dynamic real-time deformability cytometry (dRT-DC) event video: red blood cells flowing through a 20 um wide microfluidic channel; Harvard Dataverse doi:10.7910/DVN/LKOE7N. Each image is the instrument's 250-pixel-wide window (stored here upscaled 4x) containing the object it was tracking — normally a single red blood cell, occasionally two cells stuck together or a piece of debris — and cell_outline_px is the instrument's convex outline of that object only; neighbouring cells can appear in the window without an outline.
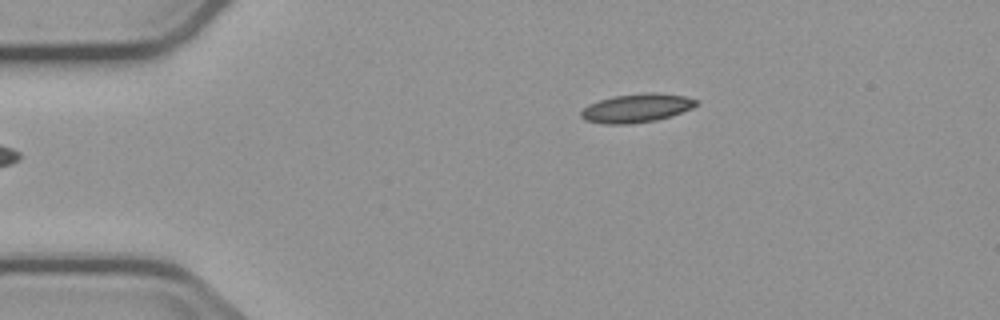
{"species": "common noctule bat (a hibernating species)", "species_latin": "Nyctalus noctula", "temperature_condition": "cold", "stored_images_in_passage": 2, "camera_frame_rate_fps": 3000, "um_per_image_px": 0.085, "animal": {"sex": "male", "body_mass_g": 23.1, "forearm_length_mm": 52.7}, "frame": {"image": 1, "passage_image": 1, "time_ms": 0.0, "image_size_px": [1000, 320], "cell_outline_px": [[696, 104], [692, 108], [656, 120], [628, 124], [604, 124], [584, 120], [580, 116], [580, 112], [588, 104], [600, 100], [616, 96], [656, 92], [684, 96], [696, 100]], "centroid_in_image_um": [54.05, 9.2], "position_along_channel_um": 30.9, "area_um2": 18.84}}